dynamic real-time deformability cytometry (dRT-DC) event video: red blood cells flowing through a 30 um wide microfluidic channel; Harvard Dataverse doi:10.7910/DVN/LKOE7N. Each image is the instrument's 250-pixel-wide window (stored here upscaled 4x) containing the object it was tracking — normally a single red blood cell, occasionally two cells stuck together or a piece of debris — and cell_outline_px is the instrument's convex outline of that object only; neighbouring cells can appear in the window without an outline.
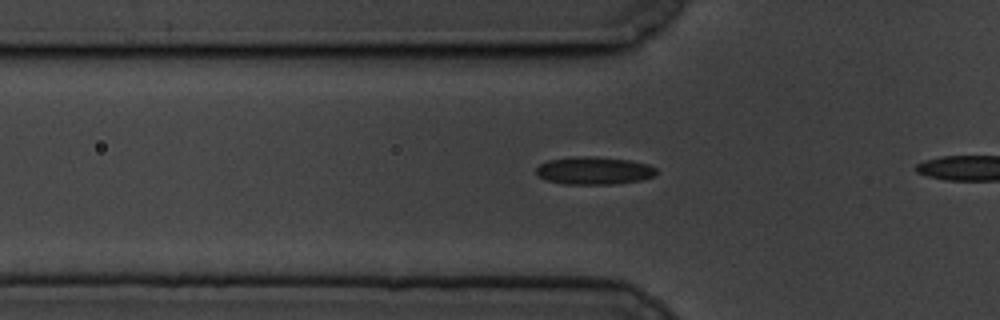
{"species": "common noctule bat (a hibernating species)", "species_latin": "Nyctalus noctula", "temperature_condition": "cold", "stored_images_in_passage": 18, "camera_frame_rate_fps": 3000, "um_per_image_px": 0.085, "animal": {"sex": "male", "body_mass_g": 19.5, "forearm_length_mm": 54.6}, "frame": {"image": 1, "passage_image": 16, "time_ms": 5.0, "image_size_px": [1000, 320], "cell_outline_px": [[656, 176], [640, 180], [612, 184], [564, 184], [544, 180], [536, 176], [536, 168], [540, 164], [548, 160], [572, 156], [596, 156], [628, 160], [648, 164], [656, 168]], "centroid_in_image_um": [50.45, 14.5], "position_along_channel_um": 75.4, "area_um2": 19.65}}